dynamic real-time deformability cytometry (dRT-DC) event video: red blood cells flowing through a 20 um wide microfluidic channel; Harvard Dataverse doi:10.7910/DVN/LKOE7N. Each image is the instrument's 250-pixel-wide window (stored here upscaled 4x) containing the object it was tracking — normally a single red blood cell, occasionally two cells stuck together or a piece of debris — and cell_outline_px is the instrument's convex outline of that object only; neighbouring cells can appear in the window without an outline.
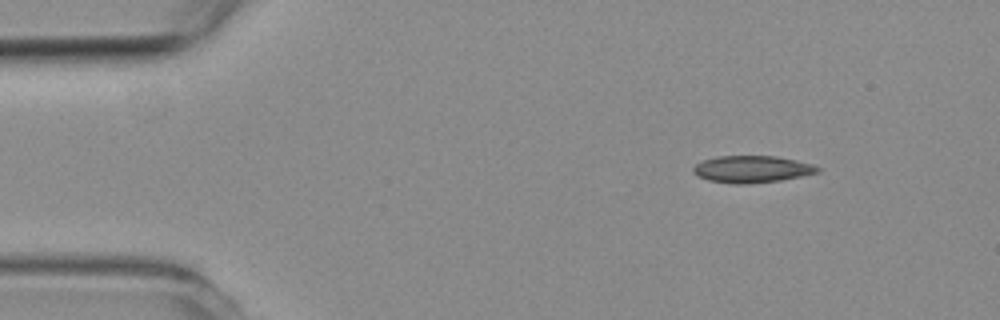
{"species": "common noctule bat (a hibernating species)", "species_latin": "Nyctalus noctula", "temperature_condition": "room temperature", "stored_images_in_passage": 6, "camera_frame_rate_fps": 3000, "um_per_image_px": 0.085, "animal": {"sex": "female", "body_mass_g": 19.3, "forearm_length_mm": 54.1}, "frame": {"image": 1, "passage_image": 1, "time_ms": 0.0, "image_size_px": [1000, 320], "cell_outline_px": [[820, 172], [780, 180], [744, 184], [732, 184], [708, 180], [696, 176], [692, 172], [692, 168], [696, 164], [704, 160], [716, 156], [776, 156], [796, 160], [812, 164], [820, 168]], "centroid_in_image_um": [63.88, 14.38], "position_along_channel_um": 21.1, "area_um2": 19.54}}
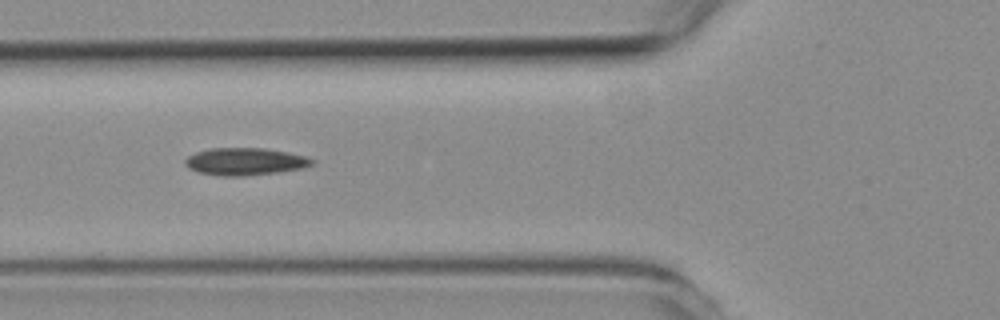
{"frame": {"image": 2, "passage_image": 5, "time_ms": 4.333, "image_size_px": [1000, 320], "cell_outline_px": [[316, 164], [304, 168], [280, 172], [244, 176], [220, 176], [196, 172], [188, 168], [184, 164], [184, 160], [188, 156], [196, 152], [212, 148], [264, 148], [304, 156], [316, 160]], "centroid_in_image_um": [20.83, 13.74], "position_along_channel_um": 105.0, "area_um2": 20.4}}
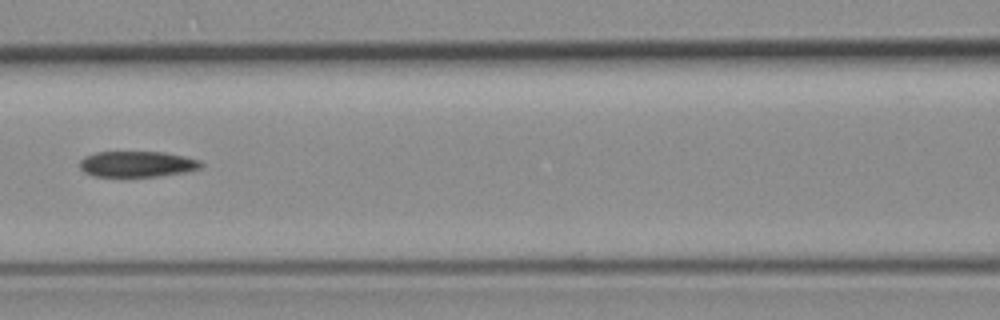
{"frame": {"image": 3, "passage_image": 6, "time_ms": 5.667, "image_size_px": [1000, 320], "cell_outline_px": [[204, 164], [200, 168], [192, 172], [160, 176], [124, 180], [92, 176], [84, 172], [80, 168], [80, 160], [84, 156], [96, 152], [164, 152], [184, 156], [200, 160]], "centroid_in_image_um": [11.65, 14.01], "position_along_channel_um": 155.0, "area_um2": 19.48}}